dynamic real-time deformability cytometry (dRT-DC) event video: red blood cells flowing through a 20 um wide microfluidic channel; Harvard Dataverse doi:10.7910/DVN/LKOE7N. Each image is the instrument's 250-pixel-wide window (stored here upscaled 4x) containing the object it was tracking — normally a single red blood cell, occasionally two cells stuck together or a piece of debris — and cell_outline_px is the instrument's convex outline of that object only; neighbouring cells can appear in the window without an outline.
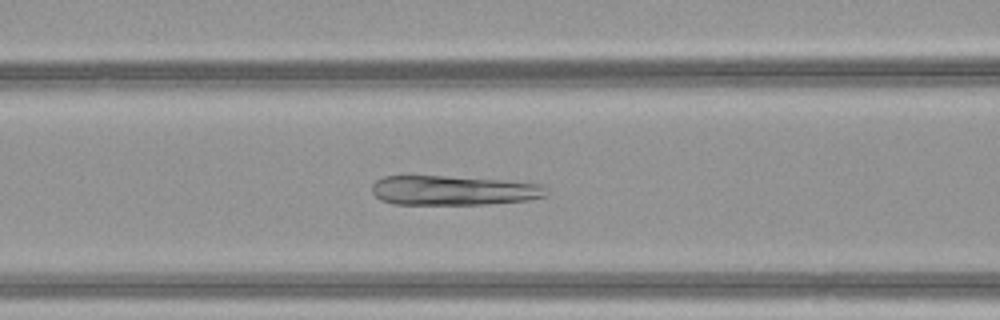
{"species": "common noctule bat (a hibernating species)", "species_latin": "Nyctalus noctula", "temperature_condition": "warm", "stored_images_in_passage": 37, "camera_frame_rate_fps": 3000, "um_per_image_px": 0.085, "animal": {"sex": "female", "body_mass_g": 21.9}, "frame": {"image": 1, "passage_image": 13, "time_ms": 4.0, "image_size_px": [1000, 320], "cell_outline_px": [[548, 196], [528, 200], [488, 204], [392, 204], [380, 200], [372, 192], [372, 184], [376, 180], [384, 176], [448, 176], [500, 180], [544, 184], [548, 188]], "centroid_in_image_um": [38.57, 16.19], "position_along_channel_um": 128.0, "area_um2": 30.29}}
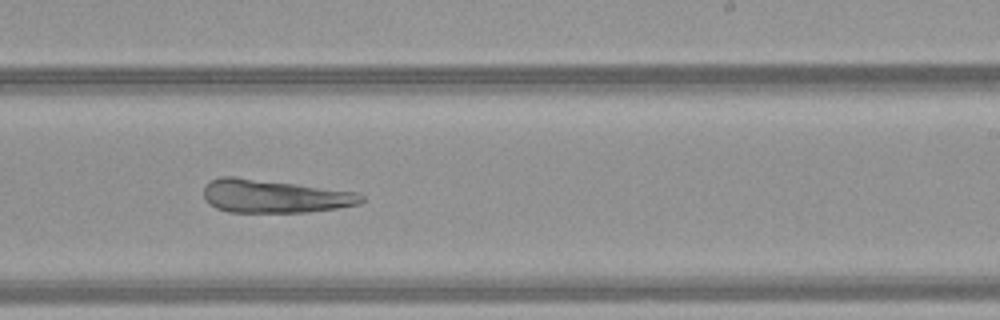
{"frame": {"image": 2, "passage_image": 23, "time_ms": 7.333, "image_size_px": [1000, 320], "cell_outline_px": [[364, 200], [360, 204], [336, 208], [308, 212], [228, 212], [216, 208], [208, 204], [204, 200], [204, 188], [212, 180], [220, 176], [236, 176], [356, 192], [364, 196]], "centroid_in_image_um": [23.29, 16.68], "position_along_channel_um": 265.7, "area_um2": 30.52}}
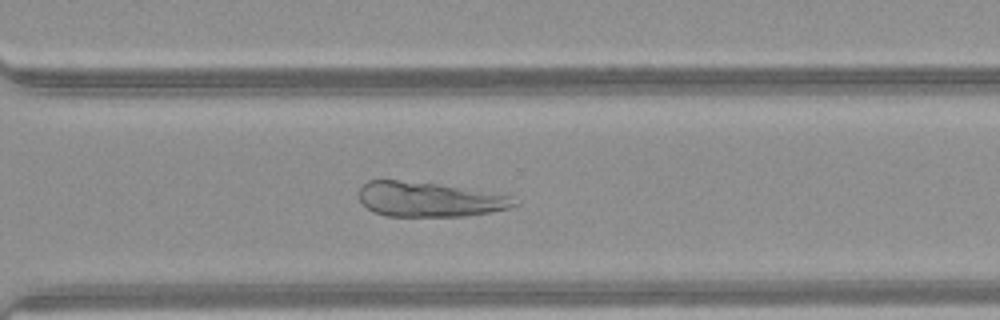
{"frame": {"image": 3, "passage_image": 28, "time_ms": 9.0, "image_size_px": [1000, 320], "cell_outline_px": [[520, 204], [508, 208], [492, 212], [464, 216], [384, 216], [372, 212], [360, 200], [360, 188], [368, 180], [396, 180], [436, 184], [512, 196]], "centroid_in_image_um": [36.48, 16.96], "position_along_channel_um": 334.1, "area_um2": 31.15}}